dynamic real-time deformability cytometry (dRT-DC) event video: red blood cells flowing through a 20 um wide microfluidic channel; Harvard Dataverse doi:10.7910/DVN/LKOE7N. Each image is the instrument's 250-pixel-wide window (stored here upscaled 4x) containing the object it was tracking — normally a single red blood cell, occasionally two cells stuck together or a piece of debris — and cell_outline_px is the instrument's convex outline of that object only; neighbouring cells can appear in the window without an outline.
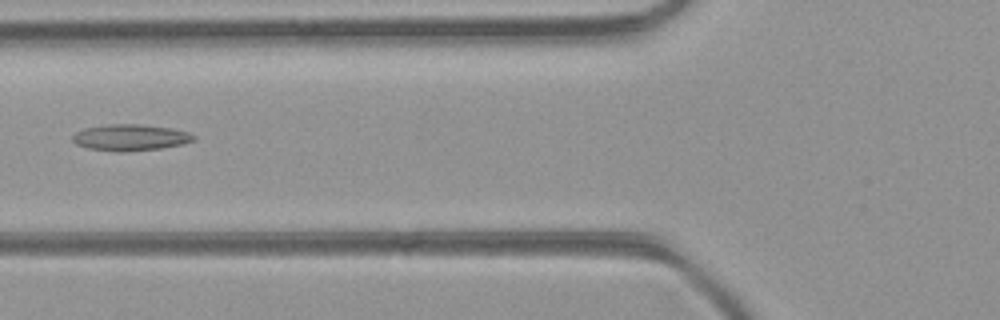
{"species": "common noctule bat (a hibernating species)", "species_latin": "Nyctalus noctula", "temperature_condition": "room temperature", "stored_images_in_passage": 37, "camera_frame_rate_fps": 3000, "um_per_image_px": 0.085, "animal": {"sex": "female", "body_mass_g": 21.9}, "frame": {"image": 1, "passage_image": 9, "time_ms": 2.667, "image_size_px": [1000, 320], "cell_outline_px": [[196, 140], [164, 148], [124, 152], [120, 152], [88, 148], [76, 144], [72, 140], [72, 136], [76, 132], [84, 128], [108, 124], [140, 124], [172, 128], [188, 132], [196, 136]], "centroid_in_image_um": [11.09, 11.68], "position_along_channel_um": 114.7, "area_um2": 18.67}}
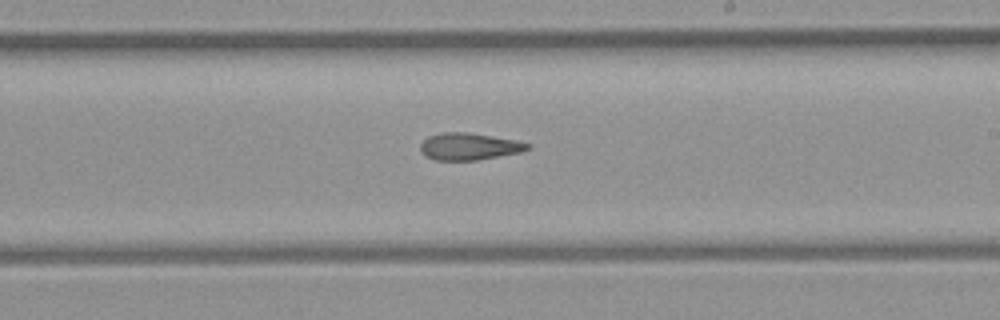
{"frame": {"image": 2, "passage_image": 18, "time_ms": 5.667, "image_size_px": [1000, 320], "cell_outline_px": [[532, 148], [524, 152], [476, 160], [436, 160], [424, 156], [420, 152], [420, 144], [428, 136], [440, 132], [468, 132], [516, 140], [532, 144]], "centroid_in_image_um": [39.89, 12.45], "position_along_channel_um": 249.1, "area_um2": 17.17}}
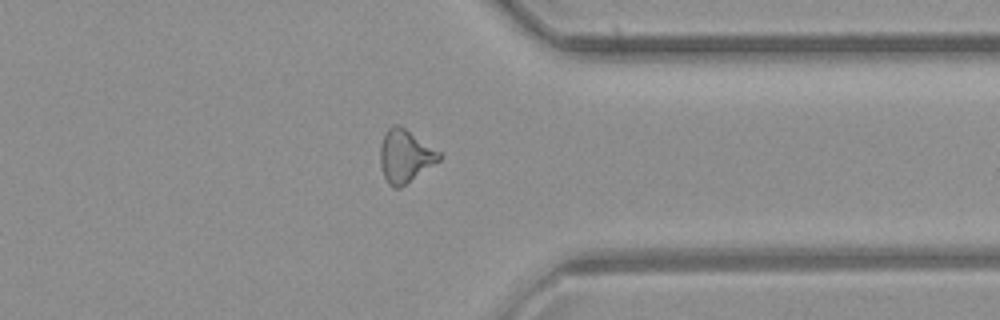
{"frame": {"image": 3, "passage_image": 27, "time_ms": 8.667, "image_size_px": [1000, 320], "cell_outline_px": [[444, 156], [440, 160], [400, 188], [392, 188], [388, 184], [384, 176], [380, 164], [380, 148], [384, 132], [392, 124], [400, 124], [440, 152]], "centroid_in_image_um": [34.43, 13.25], "position_along_channel_um": 377.0, "area_um2": 18.26}, "authors_computed_cell_mechanics": {"area_um2": 17.5712, "velocity_mm_per_s": 4.4615, "shape_relaxation_time_tau1_ms": null, "shape_relaxation_time_tau2_ms": 4.7508, "deformation_change_tau1": null, "deformation_change_tau2": 0.1628}}